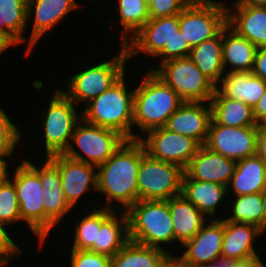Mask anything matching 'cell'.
I'll return each mask as SVG.
<instances>
[{
	"instance_id": "obj_1",
	"label": "cell",
	"mask_w": 266,
	"mask_h": 267,
	"mask_svg": "<svg viewBox=\"0 0 266 267\" xmlns=\"http://www.w3.org/2000/svg\"><path fill=\"white\" fill-rule=\"evenodd\" d=\"M146 154L139 139L126 140L120 148L97 167V193L107 202L102 208L126 212L138 201L137 173ZM115 202V203H114ZM124 208V209H123Z\"/></svg>"
},
{
	"instance_id": "obj_2",
	"label": "cell",
	"mask_w": 266,
	"mask_h": 267,
	"mask_svg": "<svg viewBox=\"0 0 266 267\" xmlns=\"http://www.w3.org/2000/svg\"><path fill=\"white\" fill-rule=\"evenodd\" d=\"M126 73L109 89L85 104L82 119L90 124L111 129L127 140L139 139L133 129L134 91L133 84L126 82ZM131 88L129 89V86ZM131 90V91H130ZM134 130V131H133Z\"/></svg>"
},
{
	"instance_id": "obj_3",
	"label": "cell",
	"mask_w": 266,
	"mask_h": 267,
	"mask_svg": "<svg viewBox=\"0 0 266 267\" xmlns=\"http://www.w3.org/2000/svg\"><path fill=\"white\" fill-rule=\"evenodd\" d=\"M141 79L139 85H134L133 107V128L141 132L139 139L150 130L165 127L168 118L184 102L152 71L148 70Z\"/></svg>"
},
{
	"instance_id": "obj_4",
	"label": "cell",
	"mask_w": 266,
	"mask_h": 267,
	"mask_svg": "<svg viewBox=\"0 0 266 267\" xmlns=\"http://www.w3.org/2000/svg\"><path fill=\"white\" fill-rule=\"evenodd\" d=\"M126 215L131 241L167 252L165 246L176 245L168 200H138Z\"/></svg>"
},
{
	"instance_id": "obj_5",
	"label": "cell",
	"mask_w": 266,
	"mask_h": 267,
	"mask_svg": "<svg viewBox=\"0 0 266 267\" xmlns=\"http://www.w3.org/2000/svg\"><path fill=\"white\" fill-rule=\"evenodd\" d=\"M119 52L109 60L89 64L79 69L76 74L70 75L63 89L60 90L76 105L81 107L90 100L98 97L126 72V63H129L128 53L124 45H120ZM92 65V66H91ZM84 103V104H83Z\"/></svg>"
},
{
	"instance_id": "obj_6",
	"label": "cell",
	"mask_w": 266,
	"mask_h": 267,
	"mask_svg": "<svg viewBox=\"0 0 266 267\" xmlns=\"http://www.w3.org/2000/svg\"><path fill=\"white\" fill-rule=\"evenodd\" d=\"M14 168V174L11 172L10 179L17 190L21 223L26 222L28 227L26 230L30 229L38 238V246L42 249L45 244V207L39 167L32 159L22 158Z\"/></svg>"
},
{
	"instance_id": "obj_7",
	"label": "cell",
	"mask_w": 266,
	"mask_h": 267,
	"mask_svg": "<svg viewBox=\"0 0 266 267\" xmlns=\"http://www.w3.org/2000/svg\"><path fill=\"white\" fill-rule=\"evenodd\" d=\"M44 108H47L41 111L44 117L40 118L43 125L41 132L44 135V157L63 154L70 144L76 125L82 119L81 110L60 88L54 89L48 105Z\"/></svg>"
},
{
	"instance_id": "obj_8",
	"label": "cell",
	"mask_w": 266,
	"mask_h": 267,
	"mask_svg": "<svg viewBox=\"0 0 266 267\" xmlns=\"http://www.w3.org/2000/svg\"><path fill=\"white\" fill-rule=\"evenodd\" d=\"M154 65L149 64V71L170 86L184 102H210L216 86L189 57L170 59L157 67L156 63Z\"/></svg>"
},
{
	"instance_id": "obj_9",
	"label": "cell",
	"mask_w": 266,
	"mask_h": 267,
	"mask_svg": "<svg viewBox=\"0 0 266 267\" xmlns=\"http://www.w3.org/2000/svg\"><path fill=\"white\" fill-rule=\"evenodd\" d=\"M126 140L123 135L114 130L93 125L81 119L63 154L73 160L98 167L110 158Z\"/></svg>"
},
{
	"instance_id": "obj_10",
	"label": "cell",
	"mask_w": 266,
	"mask_h": 267,
	"mask_svg": "<svg viewBox=\"0 0 266 267\" xmlns=\"http://www.w3.org/2000/svg\"><path fill=\"white\" fill-rule=\"evenodd\" d=\"M226 25L225 0H192L179 13V29L191 48L215 37Z\"/></svg>"
},
{
	"instance_id": "obj_11",
	"label": "cell",
	"mask_w": 266,
	"mask_h": 267,
	"mask_svg": "<svg viewBox=\"0 0 266 267\" xmlns=\"http://www.w3.org/2000/svg\"><path fill=\"white\" fill-rule=\"evenodd\" d=\"M184 169L147 153L138 168V200H169L181 195Z\"/></svg>"
},
{
	"instance_id": "obj_12",
	"label": "cell",
	"mask_w": 266,
	"mask_h": 267,
	"mask_svg": "<svg viewBox=\"0 0 266 267\" xmlns=\"http://www.w3.org/2000/svg\"><path fill=\"white\" fill-rule=\"evenodd\" d=\"M139 140L151 158L178 165L184 170L201 146L193 138L165 127L150 130Z\"/></svg>"
},
{
	"instance_id": "obj_13",
	"label": "cell",
	"mask_w": 266,
	"mask_h": 267,
	"mask_svg": "<svg viewBox=\"0 0 266 267\" xmlns=\"http://www.w3.org/2000/svg\"><path fill=\"white\" fill-rule=\"evenodd\" d=\"M204 146L236 162L254 156L257 154V126L230 127L211 120Z\"/></svg>"
},
{
	"instance_id": "obj_14",
	"label": "cell",
	"mask_w": 266,
	"mask_h": 267,
	"mask_svg": "<svg viewBox=\"0 0 266 267\" xmlns=\"http://www.w3.org/2000/svg\"><path fill=\"white\" fill-rule=\"evenodd\" d=\"M60 172L63 193L69 206L74 210L82 198L93 188L97 192V167L73 160L64 154L48 157Z\"/></svg>"
},
{
	"instance_id": "obj_15",
	"label": "cell",
	"mask_w": 266,
	"mask_h": 267,
	"mask_svg": "<svg viewBox=\"0 0 266 267\" xmlns=\"http://www.w3.org/2000/svg\"><path fill=\"white\" fill-rule=\"evenodd\" d=\"M179 30V14L149 19L124 45L129 62L138 54L154 58Z\"/></svg>"
},
{
	"instance_id": "obj_16",
	"label": "cell",
	"mask_w": 266,
	"mask_h": 267,
	"mask_svg": "<svg viewBox=\"0 0 266 267\" xmlns=\"http://www.w3.org/2000/svg\"><path fill=\"white\" fill-rule=\"evenodd\" d=\"M224 218L207 220L178 256L185 267H204L221 257Z\"/></svg>"
},
{
	"instance_id": "obj_17",
	"label": "cell",
	"mask_w": 266,
	"mask_h": 267,
	"mask_svg": "<svg viewBox=\"0 0 266 267\" xmlns=\"http://www.w3.org/2000/svg\"><path fill=\"white\" fill-rule=\"evenodd\" d=\"M39 166V178L42 184L43 204L45 207V243L51 238V231L64 221L73 209L66 201L62 189L58 167L48 158H43ZM46 159V160H45Z\"/></svg>"
},
{
	"instance_id": "obj_18",
	"label": "cell",
	"mask_w": 266,
	"mask_h": 267,
	"mask_svg": "<svg viewBox=\"0 0 266 267\" xmlns=\"http://www.w3.org/2000/svg\"><path fill=\"white\" fill-rule=\"evenodd\" d=\"M77 0H27V27L33 19L29 38V51L35 49L39 40L51 31L60 22L65 21L72 10H77L80 5ZM43 36V37H42Z\"/></svg>"
},
{
	"instance_id": "obj_19",
	"label": "cell",
	"mask_w": 266,
	"mask_h": 267,
	"mask_svg": "<svg viewBox=\"0 0 266 267\" xmlns=\"http://www.w3.org/2000/svg\"><path fill=\"white\" fill-rule=\"evenodd\" d=\"M227 0V25L257 48L266 47V8Z\"/></svg>"
},
{
	"instance_id": "obj_20",
	"label": "cell",
	"mask_w": 266,
	"mask_h": 267,
	"mask_svg": "<svg viewBox=\"0 0 266 267\" xmlns=\"http://www.w3.org/2000/svg\"><path fill=\"white\" fill-rule=\"evenodd\" d=\"M211 120L210 102H183L168 118L165 128L171 132L191 137L200 145H204Z\"/></svg>"
},
{
	"instance_id": "obj_21",
	"label": "cell",
	"mask_w": 266,
	"mask_h": 267,
	"mask_svg": "<svg viewBox=\"0 0 266 267\" xmlns=\"http://www.w3.org/2000/svg\"><path fill=\"white\" fill-rule=\"evenodd\" d=\"M236 161L201 145L184 172L191 178L228 186Z\"/></svg>"
},
{
	"instance_id": "obj_22",
	"label": "cell",
	"mask_w": 266,
	"mask_h": 267,
	"mask_svg": "<svg viewBox=\"0 0 266 267\" xmlns=\"http://www.w3.org/2000/svg\"><path fill=\"white\" fill-rule=\"evenodd\" d=\"M227 193L228 190L226 186L212 182L191 179L184 172L181 194L189 202L193 203L200 210V212L209 219H222L225 217L219 216V213L217 214L216 212L222 208L220 207L222 203L224 205L223 199L229 203Z\"/></svg>"
},
{
	"instance_id": "obj_23",
	"label": "cell",
	"mask_w": 266,
	"mask_h": 267,
	"mask_svg": "<svg viewBox=\"0 0 266 267\" xmlns=\"http://www.w3.org/2000/svg\"><path fill=\"white\" fill-rule=\"evenodd\" d=\"M263 234L265 233L253 224L230 222L224 219L221 257L241 260L260 255L256 250L255 244L258 245V243L255 240L259 239V236L261 239Z\"/></svg>"
},
{
	"instance_id": "obj_24",
	"label": "cell",
	"mask_w": 266,
	"mask_h": 267,
	"mask_svg": "<svg viewBox=\"0 0 266 267\" xmlns=\"http://www.w3.org/2000/svg\"><path fill=\"white\" fill-rule=\"evenodd\" d=\"M216 90L227 98L256 106L266 90V81L252 74V71H225Z\"/></svg>"
},
{
	"instance_id": "obj_25",
	"label": "cell",
	"mask_w": 266,
	"mask_h": 267,
	"mask_svg": "<svg viewBox=\"0 0 266 267\" xmlns=\"http://www.w3.org/2000/svg\"><path fill=\"white\" fill-rule=\"evenodd\" d=\"M266 186V163L257 154L236 162L234 174L227 186L228 196L261 193ZM232 192V193H231Z\"/></svg>"
},
{
	"instance_id": "obj_26",
	"label": "cell",
	"mask_w": 266,
	"mask_h": 267,
	"mask_svg": "<svg viewBox=\"0 0 266 267\" xmlns=\"http://www.w3.org/2000/svg\"><path fill=\"white\" fill-rule=\"evenodd\" d=\"M168 204L174 229V243L177 244L178 241L182 246L192 239L209 219L182 194L170 198Z\"/></svg>"
},
{
	"instance_id": "obj_27",
	"label": "cell",
	"mask_w": 266,
	"mask_h": 267,
	"mask_svg": "<svg viewBox=\"0 0 266 267\" xmlns=\"http://www.w3.org/2000/svg\"><path fill=\"white\" fill-rule=\"evenodd\" d=\"M257 47L226 25L222 29L224 71H252Z\"/></svg>"
},
{
	"instance_id": "obj_28",
	"label": "cell",
	"mask_w": 266,
	"mask_h": 267,
	"mask_svg": "<svg viewBox=\"0 0 266 267\" xmlns=\"http://www.w3.org/2000/svg\"><path fill=\"white\" fill-rule=\"evenodd\" d=\"M130 240L128 218L124 211H114L97 228V241L89 250L107 257H113Z\"/></svg>"
},
{
	"instance_id": "obj_29",
	"label": "cell",
	"mask_w": 266,
	"mask_h": 267,
	"mask_svg": "<svg viewBox=\"0 0 266 267\" xmlns=\"http://www.w3.org/2000/svg\"><path fill=\"white\" fill-rule=\"evenodd\" d=\"M212 120L219 125L230 127L257 126L253 109L240 101L222 96L215 90L210 100Z\"/></svg>"
},
{
	"instance_id": "obj_30",
	"label": "cell",
	"mask_w": 266,
	"mask_h": 267,
	"mask_svg": "<svg viewBox=\"0 0 266 267\" xmlns=\"http://www.w3.org/2000/svg\"><path fill=\"white\" fill-rule=\"evenodd\" d=\"M189 58L216 86L225 72L222 60V30L215 37L193 47Z\"/></svg>"
},
{
	"instance_id": "obj_31",
	"label": "cell",
	"mask_w": 266,
	"mask_h": 267,
	"mask_svg": "<svg viewBox=\"0 0 266 267\" xmlns=\"http://www.w3.org/2000/svg\"><path fill=\"white\" fill-rule=\"evenodd\" d=\"M163 249L149 247L129 240L111 257V267H157L168 255Z\"/></svg>"
},
{
	"instance_id": "obj_32",
	"label": "cell",
	"mask_w": 266,
	"mask_h": 267,
	"mask_svg": "<svg viewBox=\"0 0 266 267\" xmlns=\"http://www.w3.org/2000/svg\"><path fill=\"white\" fill-rule=\"evenodd\" d=\"M116 1V0H115ZM119 14L118 24L122 26L120 36L121 45H125L129 39L150 19L148 4L143 0H118L116 1Z\"/></svg>"
},
{
	"instance_id": "obj_33",
	"label": "cell",
	"mask_w": 266,
	"mask_h": 267,
	"mask_svg": "<svg viewBox=\"0 0 266 267\" xmlns=\"http://www.w3.org/2000/svg\"><path fill=\"white\" fill-rule=\"evenodd\" d=\"M230 197H232V201ZM229 198L231 207L229 206V216L226 215L224 218L226 221L253 224L264 232L261 193L229 196Z\"/></svg>"
},
{
	"instance_id": "obj_34",
	"label": "cell",
	"mask_w": 266,
	"mask_h": 267,
	"mask_svg": "<svg viewBox=\"0 0 266 267\" xmlns=\"http://www.w3.org/2000/svg\"><path fill=\"white\" fill-rule=\"evenodd\" d=\"M91 211L82 215L83 217L78 221L75 220V226H72L75 227V230H73L74 239L71 243L72 246H69L70 249L90 250L97 241V228H100L101 224L114 212L111 209L102 208L100 205L96 209L94 207V210Z\"/></svg>"
},
{
	"instance_id": "obj_35",
	"label": "cell",
	"mask_w": 266,
	"mask_h": 267,
	"mask_svg": "<svg viewBox=\"0 0 266 267\" xmlns=\"http://www.w3.org/2000/svg\"><path fill=\"white\" fill-rule=\"evenodd\" d=\"M27 0H0V24L5 27L22 43L27 42L24 56L32 55L29 51V40L24 38L27 30Z\"/></svg>"
},
{
	"instance_id": "obj_36",
	"label": "cell",
	"mask_w": 266,
	"mask_h": 267,
	"mask_svg": "<svg viewBox=\"0 0 266 267\" xmlns=\"http://www.w3.org/2000/svg\"><path fill=\"white\" fill-rule=\"evenodd\" d=\"M20 221L17 190L14 182L9 178L0 182V222L7 224L9 227L13 223H20Z\"/></svg>"
},
{
	"instance_id": "obj_37",
	"label": "cell",
	"mask_w": 266,
	"mask_h": 267,
	"mask_svg": "<svg viewBox=\"0 0 266 267\" xmlns=\"http://www.w3.org/2000/svg\"><path fill=\"white\" fill-rule=\"evenodd\" d=\"M10 117L11 115L8 116L5 108L0 107V152L16 151L23 138L21 129L19 130L18 125Z\"/></svg>"
},
{
	"instance_id": "obj_38",
	"label": "cell",
	"mask_w": 266,
	"mask_h": 267,
	"mask_svg": "<svg viewBox=\"0 0 266 267\" xmlns=\"http://www.w3.org/2000/svg\"><path fill=\"white\" fill-rule=\"evenodd\" d=\"M69 267H111V258L89 250L70 249Z\"/></svg>"
},
{
	"instance_id": "obj_39",
	"label": "cell",
	"mask_w": 266,
	"mask_h": 267,
	"mask_svg": "<svg viewBox=\"0 0 266 267\" xmlns=\"http://www.w3.org/2000/svg\"><path fill=\"white\" fill-rule=\"evenodd\" d=\"M191 47L188 40L179 29L169 41V48H163L154 58L159 59V64L174 58L189 57Z\"/></svg>"
},
{
	"instance_id": "obj_40",
	"label": "cell",
	"mask_w": 266,
	"mask_h": 267,
	"mask_svg": "<svg viewBox=\"0 0 266 267\" xmlns=\"http://www.w3.org/2000/svg\"><path fill=\"white\" fill-rule=\"evenodd\" d=\"M192 0H150L149 18L169 17L179 14Z\"/></svg>"
},
{
	"instance_id": "obj_41",
	"label": "cell",
	"mask_w": 266,
	"mask_h": 267,
	"mask_svg": "<svg viewBox=\"0 0 266 267\" xmlns=\"http://www.w3.org/2000/svg\"><path fill=\"white\" fill-rule=\"evenodd\" d=\"M7 224L0 222V256L9 264L12 258H19L22 248L18 246L15 239L10 235Z\"/></svg>"
},
{
	"instance_id": "obj_42",
	"label": "cell",
	"mask_w": 266,
	"mask_h": 267,
	"mask_svg": "<svg viewBox=\"0 0 266 267\" xmlns=\"http://www.w3.org/2000/svg\"><path fill=\"white\" fill-rule=\"evenodd\" d=\"M252 74L266 81V47L257 48Z\"/></svg>"
},
{
	"instance_id": "obj_43",
	"label": "cell",
	"mask_w": 266,
	"mask_h": 267,
	"mask_svg": "<svg viewBox=\"0 0 266 267\" xmlns=\"http://www.w3.org/2000/svg\"><path fill=\"white\" fill-rule=\"evenodd\" d=\"M15 152L16 151L0 152V182L6 181L10 178L11 171L9 172V169L11 168V166L9 167V165L13 162H10L9 160L12 159V156H14Z\"/></svg>"
},
{
	"instance_id": "obj_44",
	"label": "cell",
	"mask_w": 266,
	"mask_h": 267,
	"mask_svg": "<svg viewBox=\"0 0 266 267\" xmlns=\"http://www.w3.org/2000/svg\"><path fill=\"white\" fill-rule=\"evenodd\" d=\"M257 155L266 163V129L257 125Z\"/></svg>"
},
{
	"instance_id": "obj_45",
	"label": "cell",
	"mask_w": 266,
	"mask_h": 267,
	"mask_svg": "<svg viewBox=\"0 0 266 267\" xmlns=\"http://www.w3.org/2000/svg\"><path fill=\"white\" fill-rule=\"evenodd\" d=\"M232 267H266L261 255L249 257L241 260H234Z\"/></svg>"
},
{
	"instance_id": "obj_46",
	"label": "cell",
	"mask_w": 266,
	"mask_h": 267,
	"mask_svg": "<svg viewBox=\"0 0 266 267\" xmlns=\"http://www.w3.org/2000/svg\"><path fill=\"white\" fill-rule=\"evenodd\" d=\"M255 121L259 124L266 118V90L253 109Z\"/></svg>"
},
{
	"instance_id": "obj_47",
	"label": "cell",
	"mask_w": 266,
	"mask_h": 267,
	"mask_svg": "<svg viewBox=\"0 0 266 267\" xmlns=\"http://www.w3.org/2000/svg\"><path fill=\"white\" fill-rule=\"evenodd\" d=\"M157 267H185L178 255H174L173 251L168 254Z\"/></svg>"
},
{
	"instance_id": "obj_48",
	"label": "cell",
	"mask_w": 266,
	"mask_h": 267,
	"mask_svg": "<svg viewBox=\"0 0 266 267\" xmlns=\"http://www.w3.org/2000/svg\"><path fill=\"white\" fill-rule=\"evenodd\" d=\"M0 35L13 47L21 44V42L5 27L0 24Z\"/></svg>"
},
{
	"instance_id": "obj_49",
	"label": "cell",
	"mask_w": 266,
	"mask_h": 267,
	"mask_svg": "<svg viewBox=\"0 0 266 267\" xmlns=\"http://www.w3.org/2000/svg\"><path fill=\"white\" fill-rule=\"evenodd\" d=\"M234 260L223 257L217 258L204 267H232Z\"/></svg>"
},
{
	"instance_id": "obj_50",
	"label": "cell",
	"mask_w": 266,
	"mask_h": 267,
	"mask_svg": "<svg viewBox=\"0 0 266 267\" xmlns=\"http://www.w3.org/2000/svg\"><path fill=\"white\" fill-rule=\"evenodd\" d=\"M262 195V209L264 213V233H266V186L261 192Z\"/></svg>"
},
{
	"instance_id": "obj_51",
	"label": "cell",
	"mask_w": 266,
	"mask_h": 267,
	"mask_svg": "<svg viewBox=\"0 0 266 267\" xmlns=\"http://www.w3.org/2000/svg\"><path fill=\"white\" fill-rule=\"evenodd\" d=\"M10 47L12 46L0 35V54H3Z\"/></svg>"
},
{
	"instance_id": "obj_52",
	"label": "cell",
	"mask_w": 266,
	"mask_h": 267,
	"mask_svg": "<svg viewBox=\"0 0 266 267\" xmlns=\"http://www.w3.org/2000/svg\"><path fill=\"white\" fill-rule=\"evenodd\" d=\"M239 1L244 4L263 5L266 0H239Z\"/></svg>"
},
{
	"instance_id": "obj_53",
	"label": "cell",
	"mask_w": 266,
	"mask_h": 267,
	"mask_svg": "<svg viewBox=\"0 0 266 267\" xmlns=\"http://www.w3.org/2000/svg\"><path fill=\"white\" fill-rule=\"evenodd\" d=\"M9 264L0 256V267H6Z\"/></svg>"
},
{
	"instance_id": "obj_54",
	"label": "cell",
	"mask_w": 266,
	"mask_h": 267,
	"mask_svg": "<svg viewBox=\"0 0 266 267\" xmlns=\"http://www.w3.org/2000/svg\"><path fill=\"white\" fill-rule=\"evenodd\" d=\"M264 129H266V118L259 123Z\"/></svg>"
},
{
	"instance_id": "obj_55",
	"label": "cell",
	"mask_w": 266,
	"mask_h": 267,
	"mask_svg": "<svg viewBox=\"0 0 266 267\" xmlns=\"http://www.w3.org/2000/svg\"><path fill=\"white\" fill-rule=\"evenodd\" d=\"M143 1H144L145 3H147V4L150 2V0H143Z\"/></svg>"
}]
</instances>
